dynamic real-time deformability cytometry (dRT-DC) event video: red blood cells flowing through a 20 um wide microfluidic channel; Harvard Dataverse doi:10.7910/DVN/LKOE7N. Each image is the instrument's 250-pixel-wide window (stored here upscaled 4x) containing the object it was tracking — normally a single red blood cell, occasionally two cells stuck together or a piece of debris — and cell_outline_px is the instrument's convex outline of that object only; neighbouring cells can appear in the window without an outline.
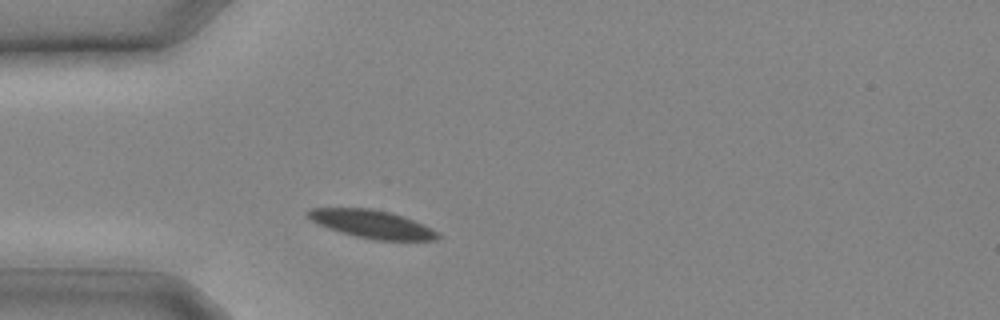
{"species": "common noctule bat (a hibernating species)", "species_latin": "Nyctalus noctula", "temperature_condition": "cold", "stored_images_in_passage": 7, "camera_frame_rate_fps": 3000, "um_per_image_px": 0.085, "animal": {"sex": "male", "body_mass_g": 20.4}, "frame": {"image": 1, "passage_image": 3, "time_ms": 0.667, "image_size_px": [1000, 320], "cell_outline_px": [[440, 236], [436, 240], [376, 240], [356, 236], [340, 232], [328, 228], [312, 220], [308, 216], [308, 208], [372, 208], [392, 212], [404, 216], [424, 224], [440, 232]], "centroid_in_image_um": [31.68, 19.04], "position_along_channel_um": 53.3, "area_um2": 21.27}}
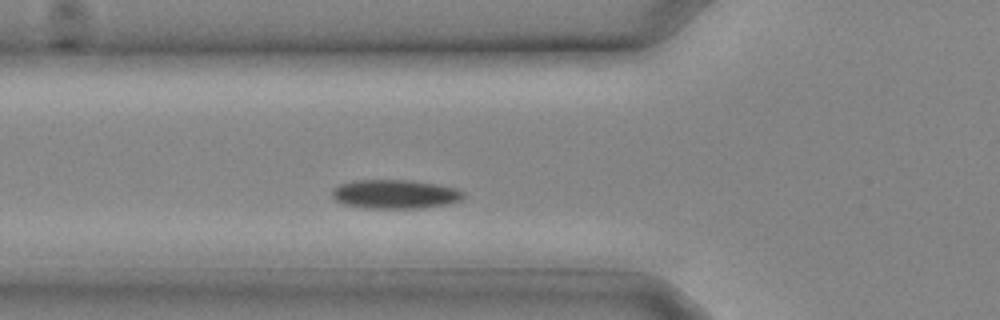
{"frame": {"image": 2, "passage_image": 5, "time_ms": 1.333, "image_size_px": [1000, 320], "cell_outline_px": [[464, 196], [460, 200], [448, 204], [420, 208], [368, 208], [344, 204], [336, 200], [332, 196], [332, 188], [340, 184], [356, 180], [412, 180], [440, 184], [456, 188], [464, 192]], "centroid_in_image_um": [33.6, 16.49], "position_along_channel_um": 92.2, "area_um2": 22.25}}
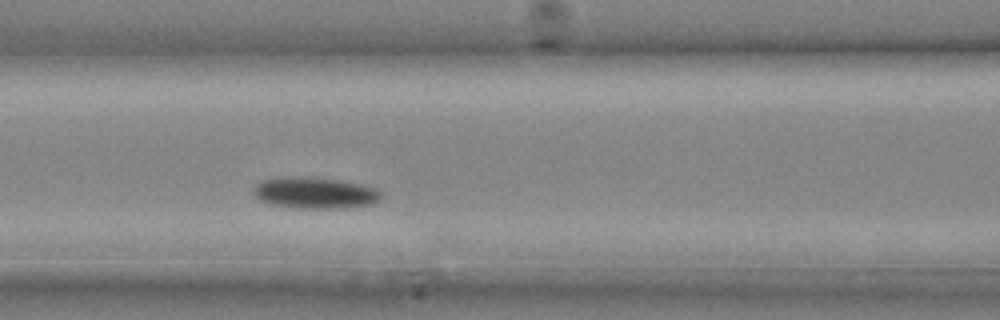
{"frame": {"image": 3, "passage_image": 7, "time_ms": 2.0, "image_size_px": [1000, 320], "cell_outline_px": [[384, 196], [380, 200], [372, 204], [344, 208], [292, 208], [268, 204], [260, 200], [252, 192], [256, 184], [260, 180], [284, 176], [300, 176], [340, 180], [360, 184], [376, 188]], "centroid_in_image_um": [26.74, 16.39], "position_along_channel_um": 139.9, "area_um2": 23.7}}